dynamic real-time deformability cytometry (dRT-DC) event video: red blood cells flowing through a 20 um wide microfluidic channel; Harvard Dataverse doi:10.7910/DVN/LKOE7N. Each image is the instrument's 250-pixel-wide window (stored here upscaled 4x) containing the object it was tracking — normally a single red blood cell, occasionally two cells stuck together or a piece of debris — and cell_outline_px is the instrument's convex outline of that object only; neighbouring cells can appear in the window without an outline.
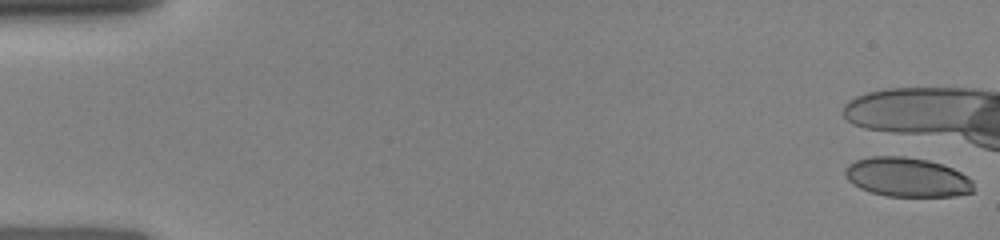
{"species": "human", "species_latin": "Homo sapiens", "temperature_condition": "room temperature", "stored_images_in_passage": 2, "camera_frame_rate_fps": 3000, "um_per_image_px": 0.085, "donor": {"sex": "female"}, "frame": {"image": 1, "passage_image": 1, "time_ms": 0.0, "image_size_px": [1000, 240], "cell_outline_px": [[972, 192], [956, 196], [888, 196], [868, 192], [852, 184], [848, 180], [844, 172], [844, 168], [848, 164], [856, 160], [872, 156], [904, 156], [928, 160], [944, 164], [968, 176], [972, 180]], "centroid_in_image_um": [77.08, 15.06], "position_along_channel_um": 7.9, "area_um2": 29.59}}